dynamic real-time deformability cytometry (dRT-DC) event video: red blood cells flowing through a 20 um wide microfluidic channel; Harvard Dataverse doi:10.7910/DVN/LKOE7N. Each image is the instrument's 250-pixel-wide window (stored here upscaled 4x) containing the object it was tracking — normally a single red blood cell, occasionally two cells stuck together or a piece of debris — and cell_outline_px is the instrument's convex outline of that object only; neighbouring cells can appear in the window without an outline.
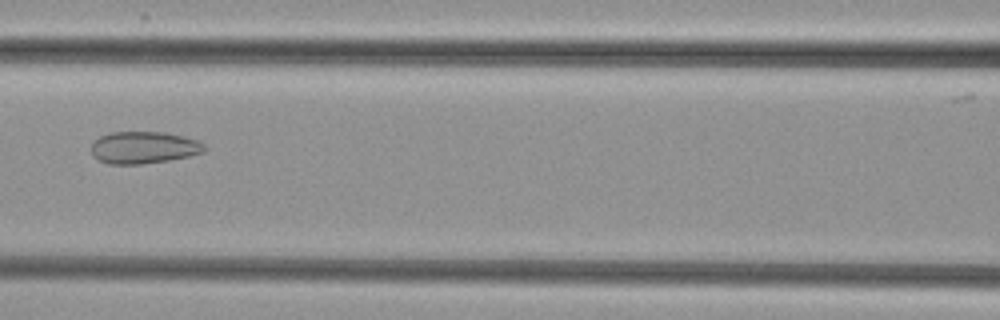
{"species": "common noctule bat (a hibernating species)", "species_latin": "Nyctalus noctula", "temperature_condition": "cold", "stored_images_in_passage": 7, "camera_frame_rate_fps": 3000, "um_per_image_px": 0.085, "animal": {"sex": "female", "body_mass_g": 29.2, "forearm_length_mm": 56.3}, "frame": {"image": 1, "passage_image": 7, "time_ms": 8.0, "image_size_px": [1000, 320], "cell_outline_px": [[208, 148], [204, 152], [188, 156], [168, 160], [140, 164], [108, 164], [92, 156], [92, 144], [100, 136], [112, 132], [164, 132], [184, 136], [200, 140]], "centroid_in_image_um": [12.26, 12.53], "position_along_channel_um": 154.3, "area_um2": 21.21}}